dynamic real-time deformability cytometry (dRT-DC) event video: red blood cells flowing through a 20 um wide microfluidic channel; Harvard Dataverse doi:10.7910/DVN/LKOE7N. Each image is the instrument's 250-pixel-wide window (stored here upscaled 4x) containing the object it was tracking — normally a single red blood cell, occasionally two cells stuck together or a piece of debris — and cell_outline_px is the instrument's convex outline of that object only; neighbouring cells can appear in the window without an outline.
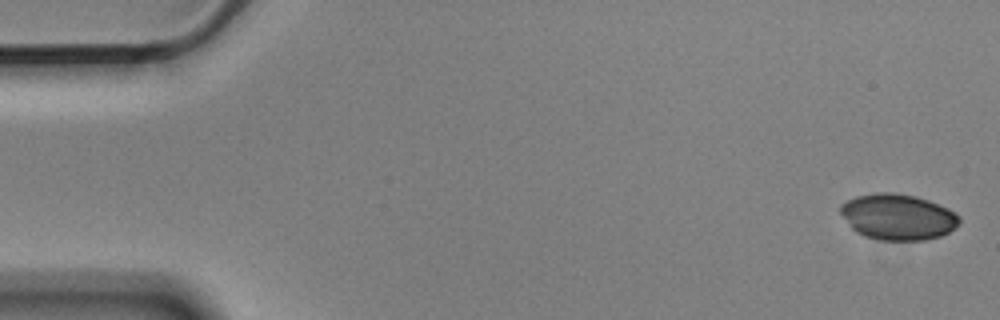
{"species": "Egyptian fruit bat (a non-hibernating species)", "species_latin": "Rousettus aegyptiacus", "temperature_condition": "cold", "stored_images_in_passage": 5, "camera_frame_rate_fps": 3000, "um_per_image_px": 0.085, "animal": {"sex": "male"}, "frame": {"image": 1, "passage_image": 1, "time_ms": 0.0, "image_size_px": [1000, 320], "cell_outline_px": [[960, 224], [956, 228], [940, 236], [924, 240], [880, 240], [864, 236], [856, 232], [852, 228], [840, 212], [840, 204], [856, 196], [876, 192], [892, 192], [916, 196], [928, 200], [948, 208], [956, 212], [960, 216]], "centroid_in_image_um": [76.34, 18.43], "position_along_channel_um": 8.7, "area_um2": 31.96}}
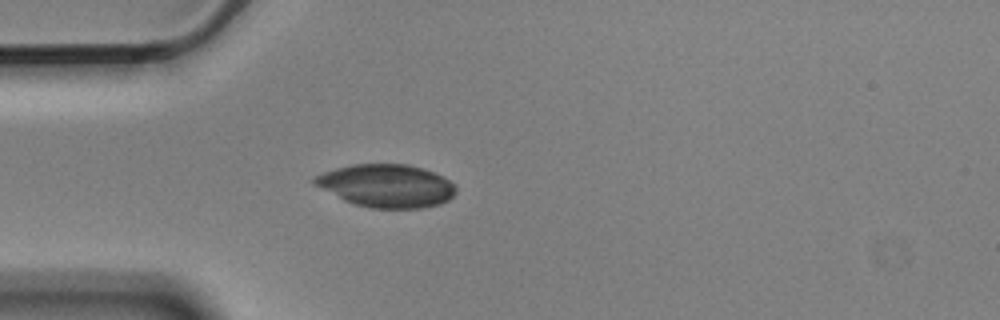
{"frame": {"image": 2, "passage_image": 5, "time_ms": 1.333, "image_size_px": [1000, 320], "cell_outline_px": [[456, 192], [448, 200], [440, 204], [420, 208], [372, 208], [356, 204], [344, 200], [312, 184], [312, 180], [316, 176], [324, 172], [336, 168], [352, 164], [408, 164], [424, 168], [444, 176], [456, 184]], "centroid_in_image_um": [32.88, 15.78], "position_along_channel_um": 52.1, "area_um2": 35.49}}